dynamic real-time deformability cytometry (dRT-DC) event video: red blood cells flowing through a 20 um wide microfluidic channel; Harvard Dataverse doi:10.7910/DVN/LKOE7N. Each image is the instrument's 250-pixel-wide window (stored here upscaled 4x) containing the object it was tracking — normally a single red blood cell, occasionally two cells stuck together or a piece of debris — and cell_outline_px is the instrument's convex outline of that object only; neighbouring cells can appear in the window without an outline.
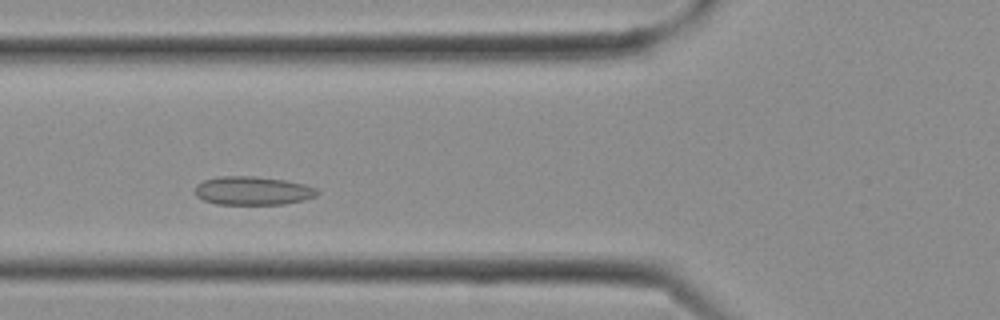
{"species": "Egyptian fruit bat (a non-hibernating species)", "species_latin": "Rousettus aegyptiacus", "temperature_condition": "cold", "stored_images_in_passage": 12, "camera_frame_rate_fps": 3000, "um_per_image_px": 0.085, "frame": {"image": 1, "passage_image": 7, "time_ms": 2.0, "image_size_px": [1000, 320], "cell_outline_px": [[320, 192], [316, 196], [304, 200], [284, 204], [216, 204], [204, 200], [196, 196], [196, 184], [204, 180], [216, 176], [252, 176], [284, 180], [304, 184], [316, 188]], "centroid_in_image_um": [21.48, 16.21], "position_along_channel_um": 104.3, "area_um2": 20.35}}
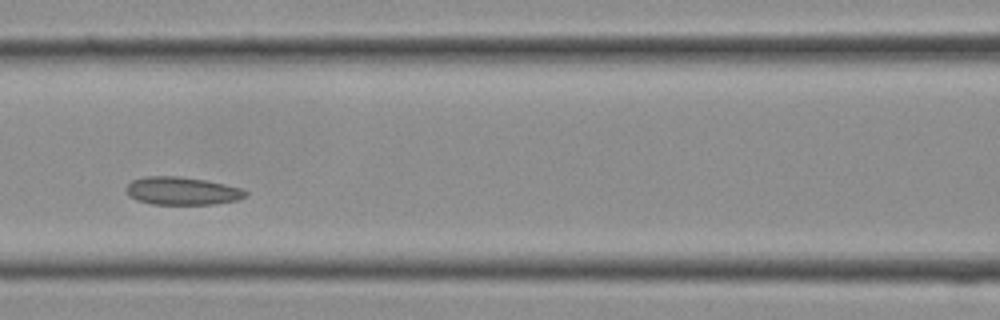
{"frame": {"image": 2, "passage_image": 9, "time_ms": 2.667, "image_size_px": [1000, 320], "cell_outline_px": [[248, 192], [240, 200], [216, 204], [152, 204], [136, 200], [128, 196], [124, 188], [132, 180], [144, 176], [180, 176], [204, 180], [224, 184], [240, 188]], "centroid_in_image_um": [15.43, 16.23], "position_along_channel_um": 151.2, "area_um2": 19.54}}
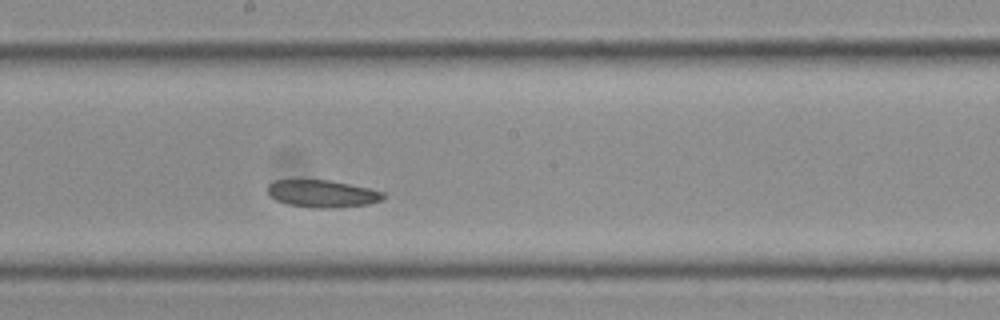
{"frame": {"image": 3, "passage_image": 12, "time_ms": 3.667, "image_size_px": [1000, 320], "cell_outline_px": [[384, 200], [368, 204], [332, 208], [312, 208], [288, 204], [276, 200], [268, 192], [268, 184], [272, 180], [328, 180], [368, 188], [384, 192]], "centroid_in_image_um": [27.4, 16.46], "position_along_channel_um": 220.8, "area_um2": 18.32}}